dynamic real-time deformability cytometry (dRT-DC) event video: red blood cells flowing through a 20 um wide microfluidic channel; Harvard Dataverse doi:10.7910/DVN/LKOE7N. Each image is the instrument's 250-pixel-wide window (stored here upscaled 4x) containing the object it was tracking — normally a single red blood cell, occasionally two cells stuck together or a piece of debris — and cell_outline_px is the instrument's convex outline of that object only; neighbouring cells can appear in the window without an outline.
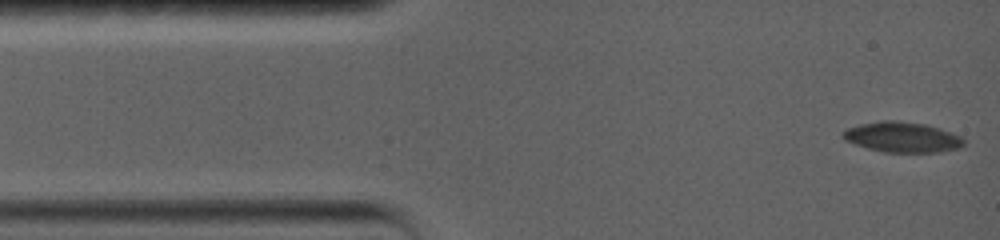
{"species": "common noctule bat (a hibernating species)", "species_latin": "Nyctalus noctula", "temperature_condition": "warm", "stored_images_in_passage": 60, "camera_frame_rate_fps": 5000, "um_per_image_px": 0.085, "animal": {"sex": "female", "body_mass_g": 19.0, "forearm_length_mm": 56.7}, "frame": {"image": 1, "passage_image": 1, "time_ms": 0.0, "image_size_px": [1000, 240], "cell_outline_px": [[964, 144], [956, 148], [940, 152], [884, 152], [868, 148], [844, 140], [840, 136], [840, 132], [848, 128], [860, 124], [880, 120], [896, 120], [924, 124], [960, 136], [964, 140]], "centroid_in_image_um": [76.61, 11.65], "position_along_channel_um": 8.4, "area_um2": 21.15}}
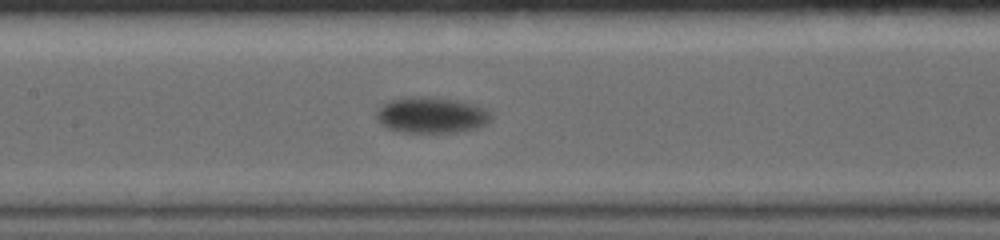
{"frame": {"image": 2, "passage_image": 33, "time_ms": 7.2, "image_size_px": [1000, 240], "cell_outline_px": [[492, 120], [488, 124], [476, 128], [456, 132], [400, 132], [384, 128], [380, 124], [376, 116], [376, 112], [384, 104], [392, 100], [412, 96], [428, 96], [476, 104], [492, 112]], "centroid_in_image_um": [36.7, 9.79], "position_along_channel_um": 170.7, "area_um2": 24.22}}
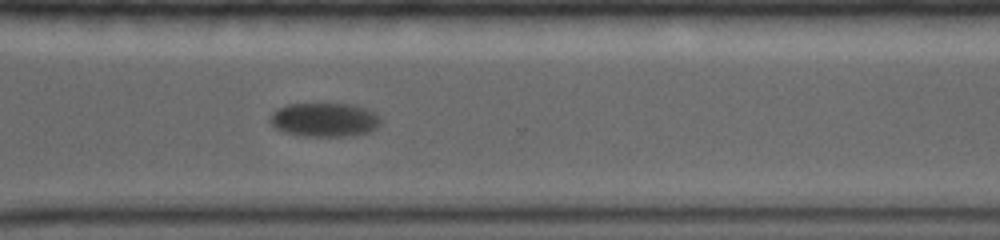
{"frame": {"image": 3, "passage_image": 59, "time_ms": 12.4, "image_size_px": [1000, 240], "cell_outline_px": [[380, 124], [376, 128], [368, 132], [352, 136], [304, 136], [284, 132], [276, 128], [268, 120], [272, 112], [276, 108], [288, 104], [356, 104], [368, 108], [376, 112], [380, 116]], "centroid_in_image_um": [27.6, 10.17], "position_along_channel_um": 343.0, "area_um2": 22.2}}